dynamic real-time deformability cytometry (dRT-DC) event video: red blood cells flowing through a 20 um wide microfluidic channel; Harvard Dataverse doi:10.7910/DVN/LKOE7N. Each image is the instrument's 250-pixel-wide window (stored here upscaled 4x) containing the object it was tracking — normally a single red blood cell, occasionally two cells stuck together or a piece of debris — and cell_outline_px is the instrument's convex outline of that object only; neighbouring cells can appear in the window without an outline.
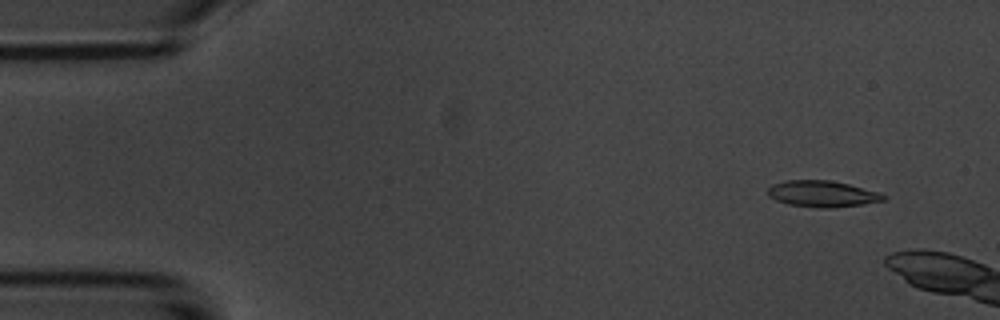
{"species": "common noctule bat (a hibernating species)", "species_latin": "Nyctalus noctula", "temperature_condition": "room temperature", "stored_images_in_passage": 6, "camera_frame_rate_fps": 3000, "um_per_image_px": 0.085, "animal": {"sex": "male", "body_mass_g": 20.1, "forearm_length_mm": 53.5}, "frame": {"image": 1, "passage_image": 2, "time_ms": 1.0, "image_size_px": [1000, 320], "cell_outline_px": [[888, 196], [884, 200], [864, 204], [832, 208], [816, 208], [788, 204], [776, 200], [768, 196], [768, 188], [772, 184], [784, 180], [828, 180], [848, 184], [876, 192]], "centroid_in_image_um": [69.85, 16.48], "position_along_channel_um": 15.1, "area_um2": 17.69}}